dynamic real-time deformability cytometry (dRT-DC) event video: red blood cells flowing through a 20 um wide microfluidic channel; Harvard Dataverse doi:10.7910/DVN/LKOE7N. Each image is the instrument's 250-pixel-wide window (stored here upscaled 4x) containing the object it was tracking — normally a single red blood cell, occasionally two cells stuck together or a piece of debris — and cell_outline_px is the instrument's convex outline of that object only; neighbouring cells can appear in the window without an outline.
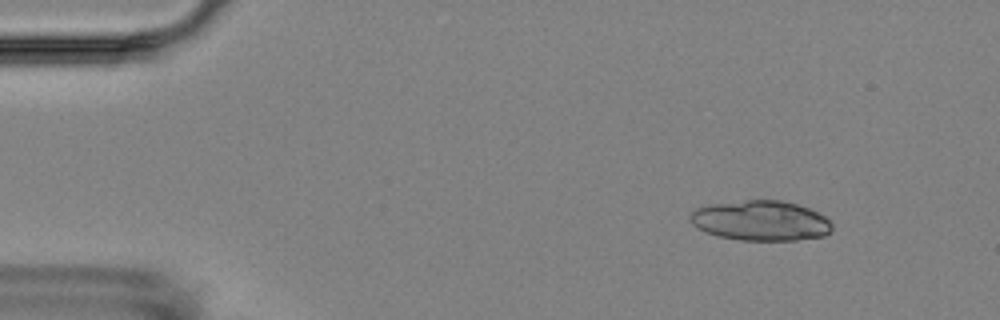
{"species": "Egyptian fruit bat (a non-hibernating species)", "species_latin": "Rousettus aegyptiacus", "temperature_condition": "room temperature", "stored_images_in_passage": 4, "camera_frame_rate_fps": 3000, "um_per_image_px": 0.085, "animal": {"sex": "female"}, "frame": {"image": 1, "passage_image": 2, "time_ms": 1.333, "image_size_px": [1000, 320], "cell_outline_px": [[832, 228], [824, 236], [796, 240], [740, 240], [716, 236], [704, 232], [692, 224], [688, 216], [696, 208], [708, 204], [748, 200], [780, 200], [796, 204], [808, 208], [824, 216], [832, 224]], "centroid_in_image_um": [64.61, 18.76], "position_along_channel_um": 20.4, "area_um2": 33.18}}